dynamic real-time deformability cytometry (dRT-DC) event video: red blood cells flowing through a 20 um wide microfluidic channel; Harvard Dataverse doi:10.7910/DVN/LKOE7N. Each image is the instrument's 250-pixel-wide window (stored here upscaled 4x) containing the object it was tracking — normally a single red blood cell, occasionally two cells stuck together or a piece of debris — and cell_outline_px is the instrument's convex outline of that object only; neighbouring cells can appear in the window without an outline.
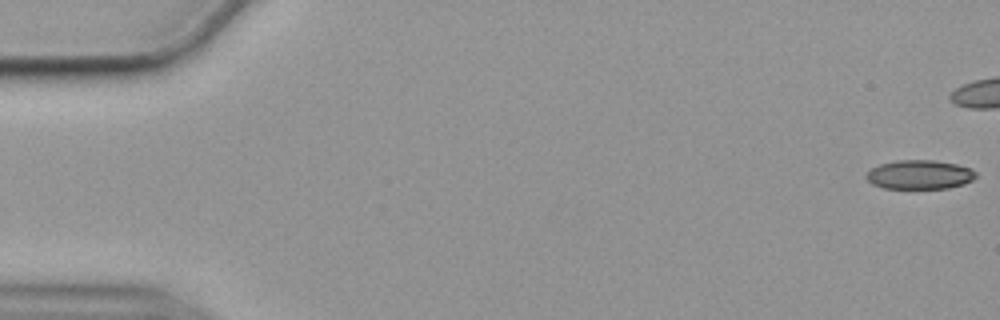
{"species": "common noctule bat (a hibernating species)", "species_latin": "Nyctalus noctula", "temperature_condition": "cold", "stored_images_in_passage": 45, "camera_frame_rate_fps": 3000, "um_per_image_px": 0.085, "animal": {"sex": "female", "body_mass_g": 19.9}, "frame": {"image": 1, "passage_image": 1, "time_ms": 0.0, "image_size_px": [1000, 320], "cell_outline_px": [[976, 176], [972, 180], [964, 184], [948, 188], [884, 188], [872, 184], [864, 176], [872, 168], [880, 164], [896, 160], [936, 160], [956, 164], [972, 168], [976, 172]], "centroid_in_image_um": [78.18, 14.84], "position_along_channel_um": 6.8, "area_um2": 18.61}}
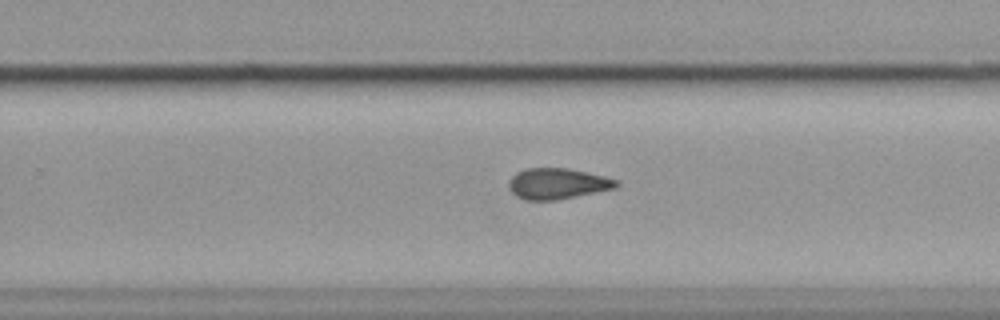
{"frame": {"image": 2, "passage_image": 36, "time_ms": 11.667, "image_size_px": [1000, 320], "cell_outline_px": [[620, 184], [616, 188], [556, 200], [528, 200], [516, 196], [512, 192], [508, 184], [508, 180], [516, 172], [524, 168], [568, 168], [604, 176], [616, 180]], "centroid_in_image_um": [47.36, 15.6], "position_along_channel_um": 282.4, "area_um2": 19.31}}
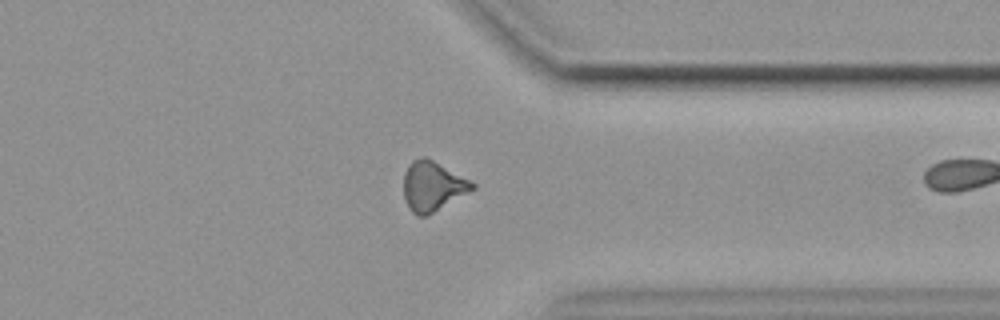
{"frame": {"image": 3, "passage_image": 44, "time_ms": 14.333, "image_size_px": [1000, 320], "cell_outline_px": [[476, 188], [428, 216], [416, 216], [408, 208], [404, 200], [404, 172], [408, 164], [412, 160], [420, 156], [424, 156], [432, 160], [476, 184]], "centroid_in_image_um": [36.73, 15.85], "position_along_channel_um": 374.7, "area_um2": 19.94}}